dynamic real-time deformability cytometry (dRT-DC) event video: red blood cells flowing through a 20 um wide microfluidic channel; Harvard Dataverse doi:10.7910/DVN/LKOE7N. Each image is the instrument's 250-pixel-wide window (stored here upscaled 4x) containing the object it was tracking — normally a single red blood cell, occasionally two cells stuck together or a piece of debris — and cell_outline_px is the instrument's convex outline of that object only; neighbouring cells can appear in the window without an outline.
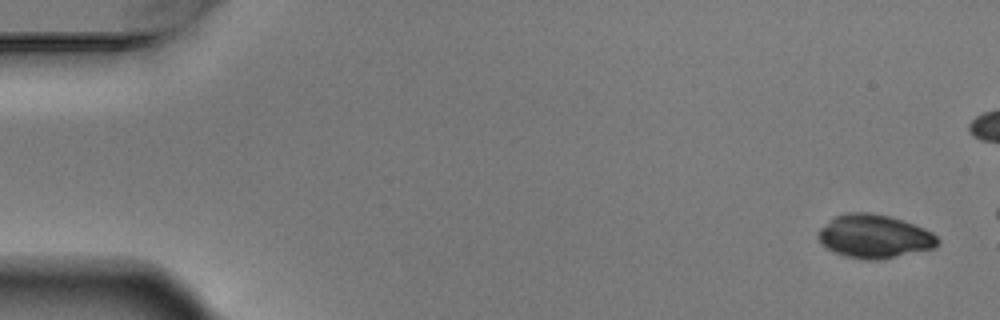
{"species": "Egyptian fruit bat (a non-hibernating species)", "species_latin": "Rousettus aegyptiacus", "temperature_condition": "warm", "stored_images_in_passage": 3, "camera_frame_rate_fps": 3000, "um_per_image_px": 0.085, "animal": {"sex": "male"}, "frame": {"image": 1, "passage_image": 1, "time_ms": 0.0, "image_size_px": [1000, 320], "cell_outline_px": [[940, 244], [932, 248], [880, 260], [864, 260], [844, 256], [828, 248], [816, 236], [820, 228], [836, 216], [848, 212], [872, 212], [892, 216], [924, 228], [932, 232], [940, 240]], "centroid_in_image_um": [74.34, 20.08], "position_along_channel_um": 10.7, "area_um2": 30.23}}